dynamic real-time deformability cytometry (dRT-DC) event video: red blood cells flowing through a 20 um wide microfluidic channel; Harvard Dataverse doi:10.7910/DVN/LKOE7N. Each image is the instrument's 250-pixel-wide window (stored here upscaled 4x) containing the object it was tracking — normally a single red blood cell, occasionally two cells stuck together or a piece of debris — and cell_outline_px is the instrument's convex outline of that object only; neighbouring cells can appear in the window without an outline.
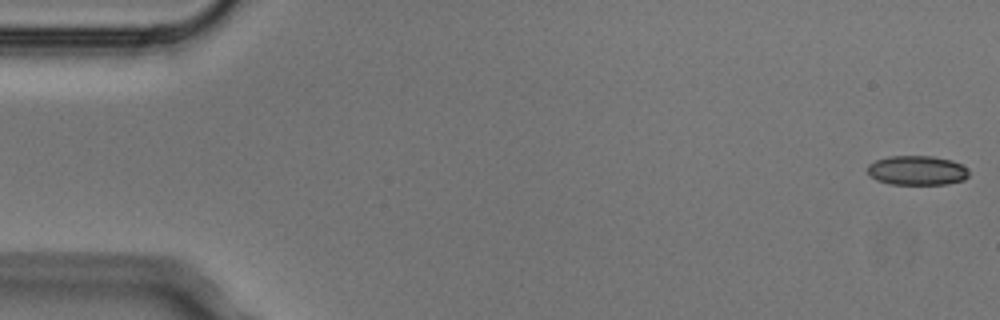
{"species": "Egyptian fruit bat (a non-hibernating species)", "species_latin": "Rousettus aegyptiacus", "temperature_condition": "cold", "stored_images_in_passage": 5, "camera_frame_rate_fps": 3000, "um_per_image_px": 0.085, "animal": {"sex": "male"}, "frame": {"image": 1, "passage_image": 1, "time_ms": 0.0, "image_size_px": [1000, 320], "cell_outline_px": [[968, 176], [964, 180], [948, 184], [888, 184], [876, 180], [868, 172], [868, 164], [876, 160], [888, 156], [932, 156], [952, 160], [968, 168]], "centroid_in_image_um": [77.96, 14.48], "position_along_channel_um": 7.0, "area_um2": 17.46}}
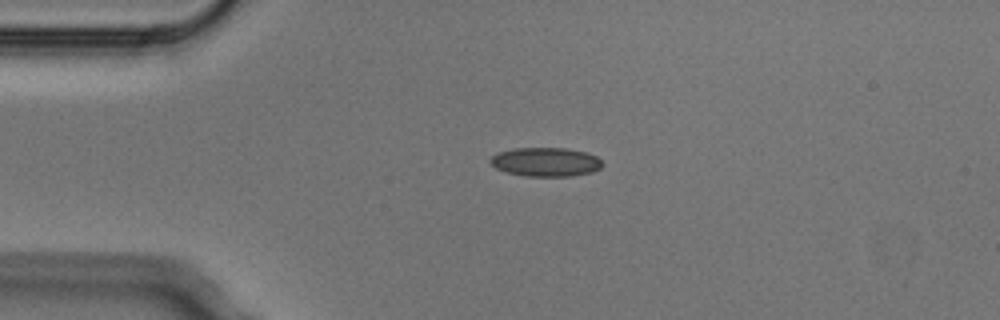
{"frame": {"image": 2, "passage_image": 4, "time_ms": 1.0, "image_size_px": [1000, 320], "cell_outline_px": [[604, 164], [600, 168], [592, 172], [572, 176], [528, 176], [508, 172], [496, 168], [488, 160], [496, 152], [512, 148], [564, 148], [584, 152], [596, 156]], "centroid_in_image_um": [46.37, 13.76], "position_along_channel_um": 38.6, "area_um2": 18.84}}